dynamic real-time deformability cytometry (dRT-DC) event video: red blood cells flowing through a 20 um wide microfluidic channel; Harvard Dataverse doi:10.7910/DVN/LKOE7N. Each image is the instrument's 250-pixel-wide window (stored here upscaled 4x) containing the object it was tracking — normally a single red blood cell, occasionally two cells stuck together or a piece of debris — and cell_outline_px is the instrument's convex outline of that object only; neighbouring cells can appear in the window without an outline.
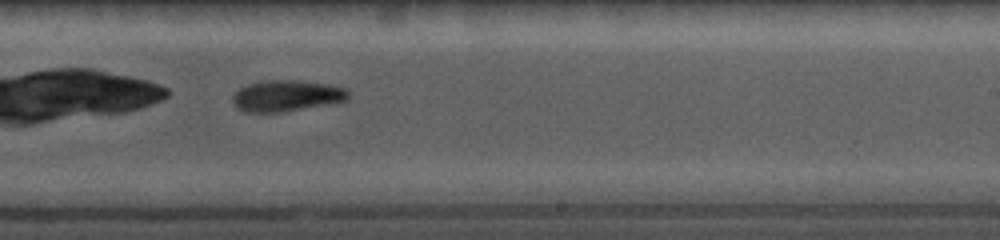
{"species": "common noctule bat (a hibernating species)", "species_latin": "Nyctalus noctula", "temperature_condition": "cold", "stored_images_in_passage": 27, "camera_frame_rate_fps": 5000, "um_per_image_px": 0.085, "animal": {"sex": "female", "body_mass_g": 19.0, "forearm_length_mm": 56.7}, "frame": {"image": 1, "passage_image": 16, "time_ms": 5.0, "image_size_px": [1000, 240], "cell_outline_px": [[348, 96], [344, 100], [332, 104], [280, 112], [248, 112], [236, 108], [232, 104], [232, 96], [240, 88], [248, 84], [268, 80], [288, 80], [328, 84], [344, 88], [348, 92]], "centroid_in_image_um": [24.31, 8.15], "position_along_channel_um": 264.7, "area_um2": 20.81}}